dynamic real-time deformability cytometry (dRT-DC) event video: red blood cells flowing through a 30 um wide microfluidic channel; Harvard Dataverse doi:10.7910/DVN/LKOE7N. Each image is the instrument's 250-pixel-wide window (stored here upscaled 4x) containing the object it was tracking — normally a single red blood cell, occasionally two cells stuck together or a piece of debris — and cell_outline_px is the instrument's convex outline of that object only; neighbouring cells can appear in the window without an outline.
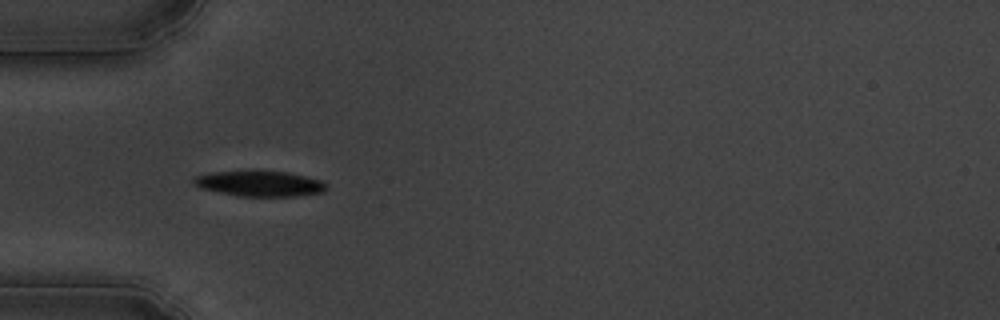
{"species": "common noctule bat (a hibernating species)", "species_latin": "Nyctalus noctula", "temperature_condition": "cold", "stored_images_in_passage": 26, "camera_frame_rate_fps": 3000, "um_per_image_px": 0.085, "animal": {"sex": "male", "body_mass_g": 19.5, "forearm_length_mm": 54.6}, "frame": {"image": 1, "passage_image": 1, "time_ms": 0.0, "image_size_px": [1000, 320], "cell_outline_px": [[328, 188], [324, 192], [292, 196], [236, 196], [200, 188], [192, 184], [192, 180], [196, 176], [212, 172], [256, 168], [288, 172], [324, 180], [328, 184]], "centroid_in_image_um": [22.08, 15.56], "position_along_channel_um": 62.9, "area_um2": 20.69}}
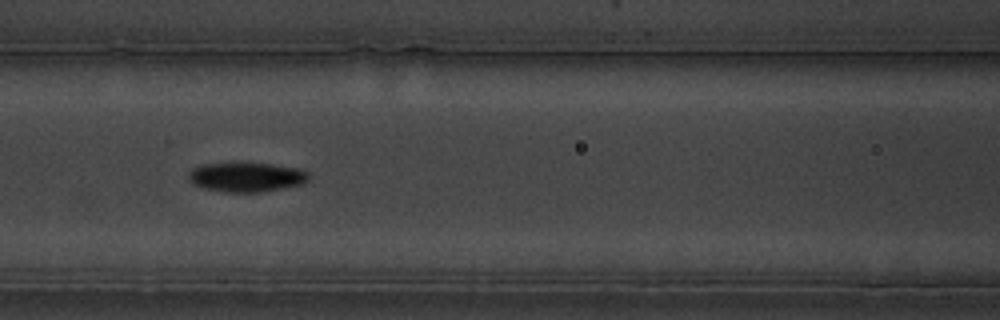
{"frame": {"image": 2, "passage_image": 8, "time_ms": 2.333, "image_size_px": [1000, 320], "cell_outline_px": [[308, 180], [304, 184], [260, 192], [224, 192], [204, 188], [192, 184], [188, 180], [188, 172], [192, 168], [204, 164], [268, 164], [300, 168], [308, 172]], "centroid_in_image_um": [20.93, 15.07], "position_along_channel_um": 145.7, "area_um2": 20.46}}
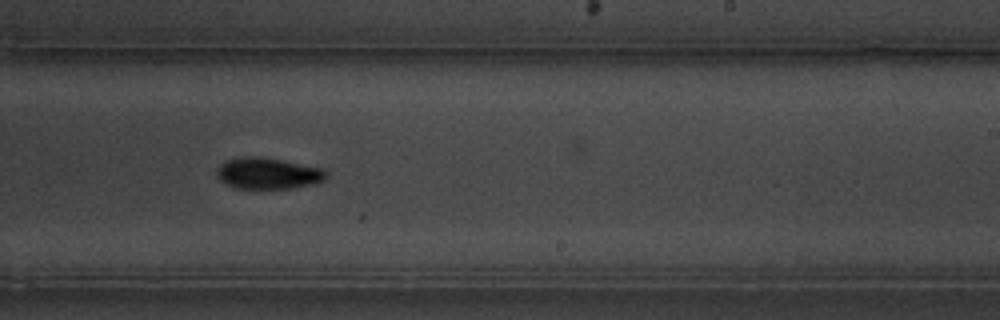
{"frame": {"image": 3, "passage_image": 18, "time_ms": 5.667, "image_size_px": [1000, 320], "cell_outline_px": [[328, 176], [324, 180], [316, 184], [292, 188], [236, 188], [224, 184], [216, 176], [216, 168], [220, 164], [228, 160], [240, 156], [256, 156], [280, 160], [324, 168], [328, 172]], "centroid_in_image_um": [22.78, 14.74], "position_along_channel_um": 266.2, "area_um2": 20.17}}